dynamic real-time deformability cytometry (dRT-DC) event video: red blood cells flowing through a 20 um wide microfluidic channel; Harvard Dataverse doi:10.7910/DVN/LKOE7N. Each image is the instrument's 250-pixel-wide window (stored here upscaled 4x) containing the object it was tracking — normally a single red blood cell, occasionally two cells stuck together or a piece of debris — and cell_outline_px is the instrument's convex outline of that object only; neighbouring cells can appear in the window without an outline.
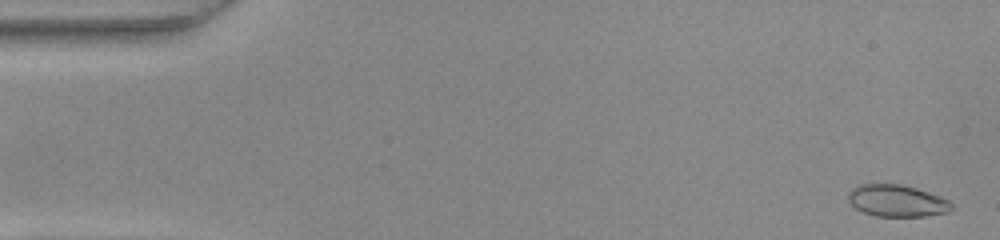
{"species": "common noctule bat (a hibernating species)", "species_latin": "Nyctalus noctula", "temperature_condition": "warm", "stored_images_in_passage": 53, "camera_frame_rate_fps": 3000, "um_per_image_px": 0.085, "animal": {"sex": "female", "body_mass_g": 22.0, "forearm_length_mm": 56.7}, "frame": {"image": 1, "passage_image": 2, "time_ms": 0.333, "image_size_px": [1000, 240], "cell_outline_px": [[952, 208], [948, 212], [924, 216], [876, 216], [864, 212], [856, 208], [848, 200], [848, 192], [852, 188], [860, 184], [900, 184], [916, 188], [940, 196], [948, 200], [952, 204]], "centroid_in_image_um": [76.23, 17.06], "position_along_channel_um": 8.8, "area_um2": 19.07}}
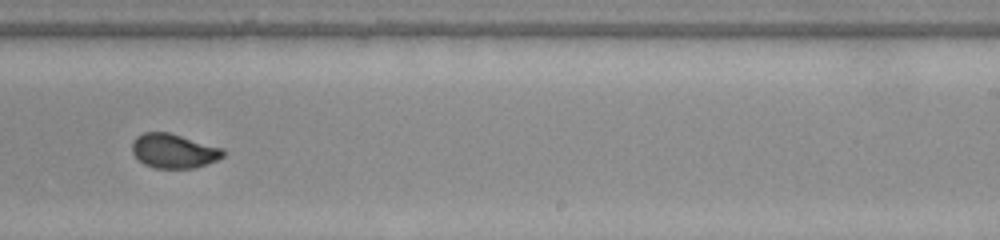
{"frame": {"image": 2, "passage_image": 33, "time_ms": 10.667, "image_size_px": [1000, 240], "cell_outline_px": [[224, 156], [216, 160], [196, 168], [156, 168], [144, 164], [132, 152], [132, 140], [136, 136], [144, 132], [168, 132], [224, 148]], "centroid_in_image_um": [14.77, 12.82], "position_along_channel_um": 274.2, "area_um2": 18.21}}
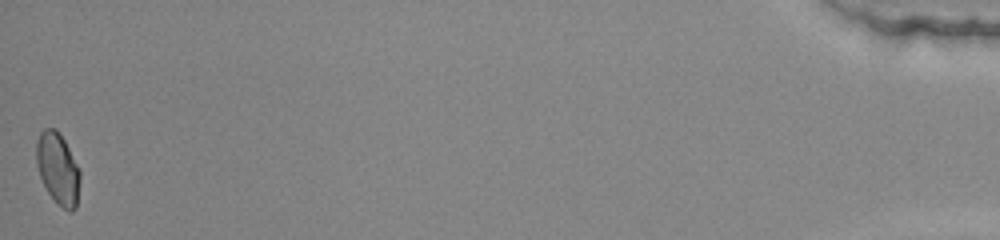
{"frame": {"image": 3, "passage_image": 53, "time_ms": 17.333, "image_size_px": [1000, 240], "cell_outline_px": [[80, 180], [76, 208], [72, 212], [68, 212], [48, 192], [40, 176], [36, 164], [36, 140], [40, 132], [44, 128], [56, 128], [64, 140], [80, 168]], "centroid_in_image_um": [4.93, 14.3], "position_along_channel_um": 430.3, "area_um2": 18.21}}